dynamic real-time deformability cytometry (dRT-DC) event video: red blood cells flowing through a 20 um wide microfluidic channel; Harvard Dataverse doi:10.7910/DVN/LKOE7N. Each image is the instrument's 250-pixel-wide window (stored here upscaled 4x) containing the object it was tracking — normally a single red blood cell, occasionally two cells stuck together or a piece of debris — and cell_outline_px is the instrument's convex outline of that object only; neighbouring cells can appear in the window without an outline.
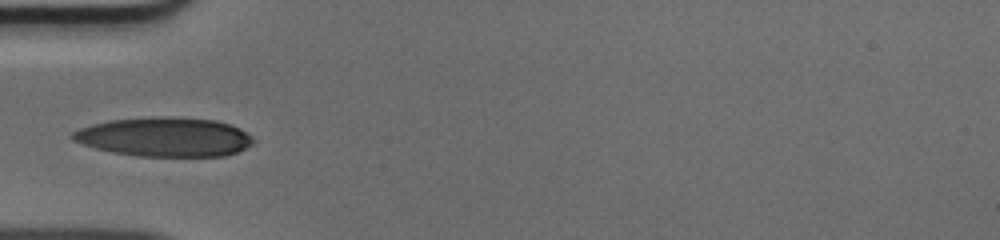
{"species": "human", "species_latin": "Homo sapiens", "temperature_condition": "cold", "stored_images_in_passage": 34, "camera_frame_rate_fps": 3000, "um_per_image_px": 0.085, "donor": {"sex": "male"}, "frame": {"image": 1, "passage_image": 1, "time_ms": 0.0, "image_size_px": [1000, 240], "cell_outline_px": [[256, 140], [252, 144], [228, 156], [136, 156], [112, 152], [96, 148], [72, 140], [72, 132], [80, 128], [92, 124], [108, 120], [152, 116], [180, 116], [216, 120], [240, 128], [252, 136]], "centroid_in_image_um": [14.01, 11.62], "position_along_channel_um": 71.0, "area_um2": 41.67}}
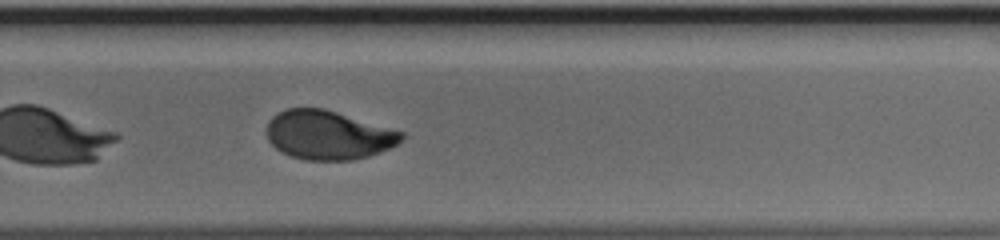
{"frame": {"image": 2, "passage_image": 18, "time_ms": 5.667, "image_size_px": [1000, 240], "cell_outline_px": [[404, 140], [388, 148], [368, 156], [352, 160], [304, 160], [292, 156], [276, 148], [268, 140], [268, 120], [276, 112], [284, 108], [324, 108], [404, 132]], "centroid_in_image_um": [27.89, 11.46], "position_along_channel_um": 301.9, "area_um2": 38.32}}
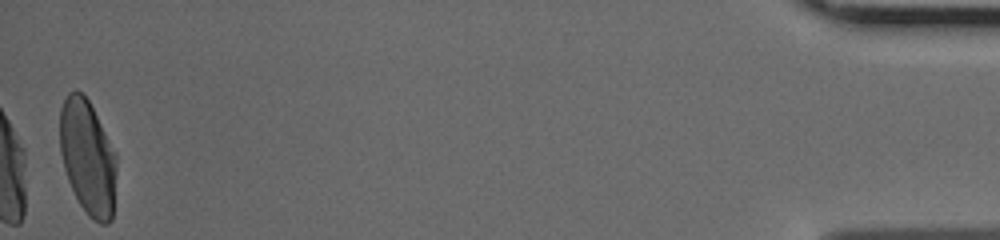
{"frame": {"image": 3, "passage_image": 34, "time_ms": 11.0, "image_size_px": [1000, 240], "cell_outline_px": [[116, 172], [112, 220], [108, 224], [100, 224], [88, 216], [80, 204], [68, 180], [64, 168], [60, 152], [60, 108], [68, 92], [76, 88], [88, 100], [116, 152]], "centroid_in_image_um": [7.46, 13.37], "position_along_channel_um": 427.7, "area_um2": 37.92}}